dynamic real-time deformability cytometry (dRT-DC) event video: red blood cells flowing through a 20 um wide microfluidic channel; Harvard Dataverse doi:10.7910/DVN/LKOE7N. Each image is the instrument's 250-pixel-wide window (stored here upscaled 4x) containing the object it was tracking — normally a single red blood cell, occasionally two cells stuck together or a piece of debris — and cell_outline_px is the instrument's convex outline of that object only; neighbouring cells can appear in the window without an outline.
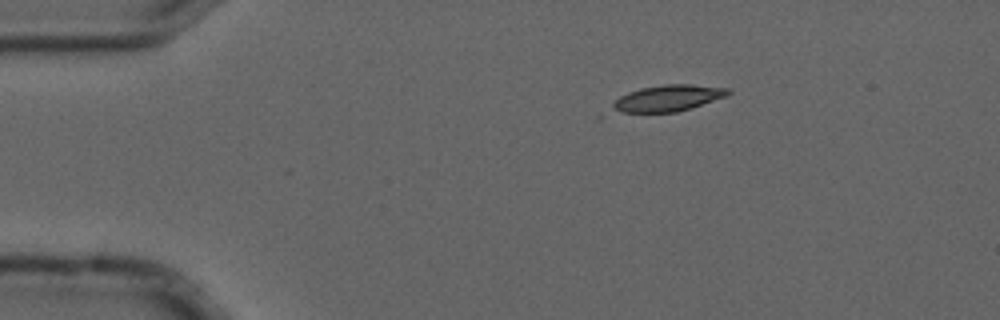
{"species": "common noctule bat (a hibernating species)", "species_latin": "Nyctalus noctula", "temperature_condition": "cold", "stored_images_in_passage": 5, "camera_frame_rate_fps": 3000, "um_per_image_px": 0.085, "animal": {"sex": "male", "forearm_length_mm": 52.5}, "frame": {"image": 1, "passage_image": 1, "time_ms": 0.0, "image_size_px": [1000, 320], "cell_outline_px": [[732, 92], [728, 96], [676, 112], [624, 112], [616, 108], [612, 104], [620, 96], [628, 92], [640, 88], [664, 84], [688, 84], [728, 88]], "centroid_in_image_um": [56.84, 8.32], "position_along_channel_um": 28.2, "area_um2": 17.34}}
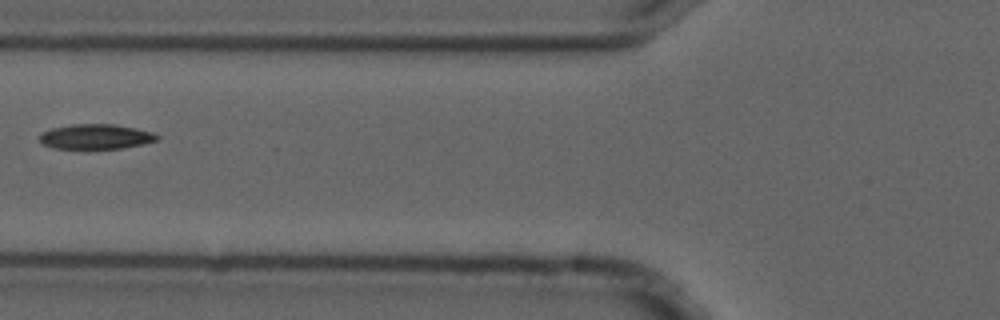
{"frame": {"image": 2, "passage_image": 4, "time_ms": 1.0, "image_size_px": [1000, 320], "cell_outline_px": [[160, 136], [156, 140], [144, 144], [120, 148], [52, 148], [40, 144], [40, 136], [44, 132], [52, 128], [72, 124], [116, 124], [136, 128], [152, 132]], "centroid_in_image_um": [8.14, 11.61], "position_along_channel_um": 117.7, "area_um2": 16.99}}
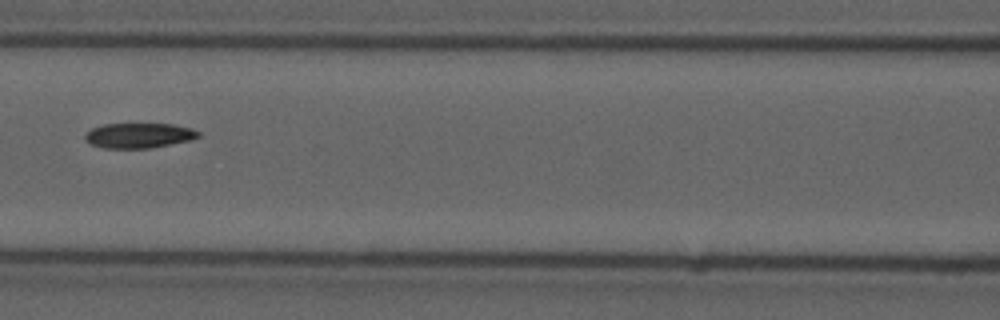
{"frame": {"image": 3, "passage_image": 5, "time_ms": 1.333, "image_size_px": [1000, 320], "cell_outline_px": [[200, 136], [192, 140], [148, 148], [104, 148], [92, 144], [84, 140], [84, 136], [92, 128], [104, 124], [172, 124], [192, 128], [200, 132]], "centroid_in_image_um": [11.82, 11.51], "position_along_channel_um": 154.8, "area_um2": 16.47}}